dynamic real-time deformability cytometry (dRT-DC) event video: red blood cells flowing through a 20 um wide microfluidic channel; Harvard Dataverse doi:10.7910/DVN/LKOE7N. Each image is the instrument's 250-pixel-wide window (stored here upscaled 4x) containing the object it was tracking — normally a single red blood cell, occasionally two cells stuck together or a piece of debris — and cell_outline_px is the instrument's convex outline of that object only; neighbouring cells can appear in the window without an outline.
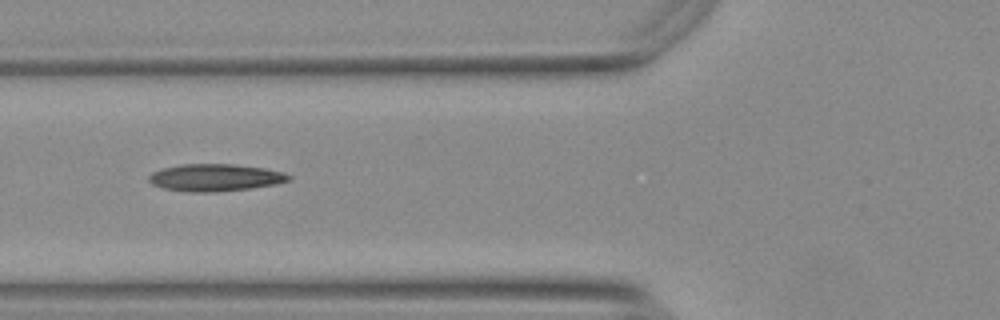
{"species": "Egyptian fruit bat (a non-hibernating species)", "species_latin": "Rousettus aegyptiacus", "temperature_condition": "warm", "stored_images_in_passage": 9, "camera_frame_rate_fps": 3000, "um_per_image_px": 0.085, "animal": {"sex": "female"}, "frame": {"image": 1, "passage_image": 6, "time_ms": 1.667, "image_size_px": [1000, 320], "cell_outline_px": [[292, 180], [276, 184], [248, 188], [216, 192], [184, 192], [164, 188], [152, 184], [148, 180], [148, 176], [152, 172], [160, 168], [180, 164], [236, 164], [264, 168], [284, 172], [292, 176]], "centroid_in_image_um": [18.28, 15.09], "position_along_channel_um": 107.5, "area_um2": 22.43}}